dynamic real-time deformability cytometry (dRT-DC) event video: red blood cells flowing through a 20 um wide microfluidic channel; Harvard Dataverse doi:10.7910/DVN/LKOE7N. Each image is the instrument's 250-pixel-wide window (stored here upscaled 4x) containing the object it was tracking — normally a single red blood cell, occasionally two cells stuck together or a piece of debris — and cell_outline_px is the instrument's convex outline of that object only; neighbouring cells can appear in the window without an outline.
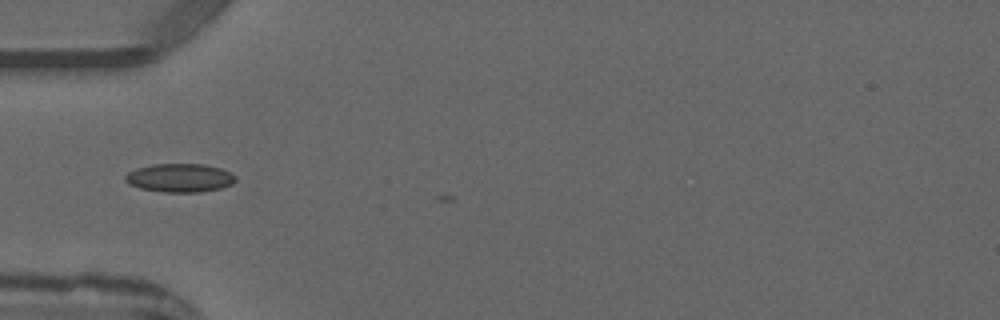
{"species": "common noctule bat (a hibernating species)", "species_latin": "Nyctalus noctula", "temperature_condition": "warm", "stored_images_in_passage": 5, "camera_frame_rate_fps": 3000, "um_per_image_px": 0.085, "animal": {"sex": "male", "forearm_length_mm": 52.5}, "frame": {"image": 1, "passage_image": 4, "time_ms": 4.333, "image_size_px": [1000, 320], "cell_outline_px": [[236, 180], [232, 184], [220, 188], [200, 192], [164, 192], [140, 188], [128, 184], [124, 180], [124, 176], [128, 172], [136, 168], [152, 164], [204, 164], [220, 168], [236, 176]], "centroid_in_image_um": [15.25, 15.11], "position_along_channel_um": 69.7, "area_um2": 18.38}}
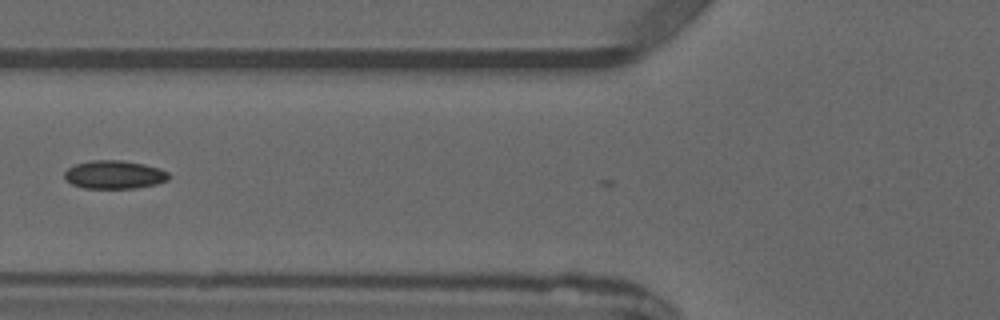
{"frame": {"image": 2, "passage_image": 5, "time_ms": 5.333, "image_size_px": [1000, 320], "cell_outline_px": [[172, 176], [168, 180], [156, 184], [132, 188], [84, 188], [72, 184], [64, 180], [64, 172], [68, 168], [76, 164], [88, 160], [120, 160], [144, 164], [160, 168], [168, 172]], "centroid_in_image_um": [9.71, 14.84], "position_along_channel_um": 116.1, "area_um2": 17.34}}